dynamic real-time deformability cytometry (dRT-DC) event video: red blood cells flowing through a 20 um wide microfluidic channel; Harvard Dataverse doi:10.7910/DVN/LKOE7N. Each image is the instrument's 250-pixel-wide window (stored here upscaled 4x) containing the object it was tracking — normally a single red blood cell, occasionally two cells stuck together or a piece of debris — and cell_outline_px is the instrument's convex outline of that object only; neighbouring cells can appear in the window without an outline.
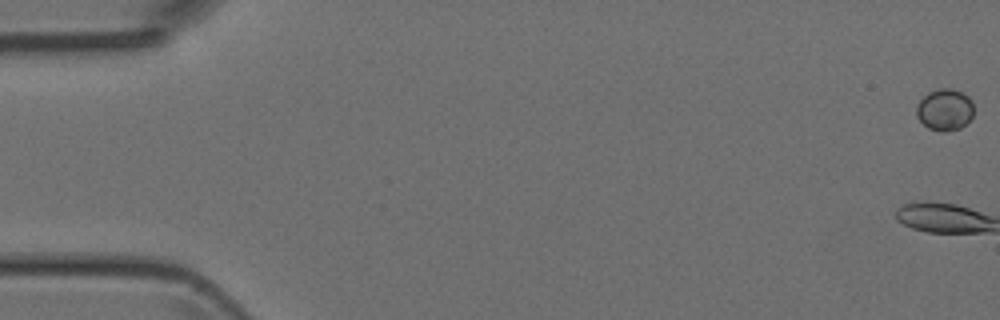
{"species": "Egyptian fruit bat (a non-hibernating species)", "species_latin": "Rousettus aegyptiacus", "temperature_condition": "room temperature", "stored_images_in_passage": 6, "camera_frame_rate_fps": 3000, "um_per_image_px": 0.085, "animal": {"sex": "female"}, "frame": {"image": 1, "passage_image": 1, "time_ms": 0.0, "image_size_px": [1000, 320], "cell_outline_px": [[972, 116], [960, 128], [944, 132], [940, 132], [928, 128], [916, 116], [916, 104], [928, 92], [936, 88], [952, 88], [968, 96], [972, 100]], "centroid_in_image_um": [80.27, 9.31], "position_along_channel_um": 4.7, "area_um2": 13.93}}